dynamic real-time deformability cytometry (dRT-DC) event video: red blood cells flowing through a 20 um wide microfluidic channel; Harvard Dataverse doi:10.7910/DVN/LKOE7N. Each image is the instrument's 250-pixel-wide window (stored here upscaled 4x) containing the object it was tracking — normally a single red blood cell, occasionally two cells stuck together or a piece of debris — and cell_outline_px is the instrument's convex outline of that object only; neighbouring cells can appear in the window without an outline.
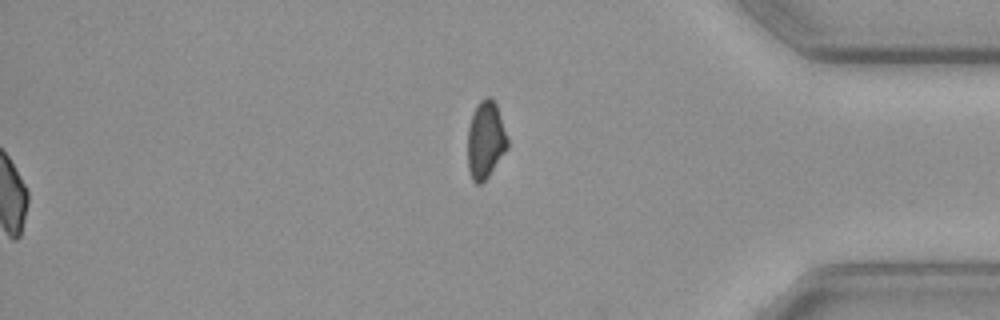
{"species": "common noctule bat (a hibernating species)", "species_latin": "Nyctalus noctula", "temperature_condition": "cold", "stored_images_in_passage": 58, "segment_of_instrument_passage": [2, 2], "camera_frame_rate_fps": 3000, "um_per_image_px": 0.085, "animal": {"sex": "female", "body_mass_g": 19.3, "forearm_length_mm": 54.1}, "frame": {"image": 1, "passage_image": 58, "time_ms": 19.0, "image_size_px": [1000, 320], "cell_outline_px": [[508, 148], [488, 176], [480, 184], [476, 184], [472, 180], [468, 168], [468, 128], [476, 104], [484, 96], [488, 96], [496, 104], [508, 136]], "centroid_in_image_um": [41.28, 11.88], "position_along_channel_um": 393.9, "area_um2": 17.98}}